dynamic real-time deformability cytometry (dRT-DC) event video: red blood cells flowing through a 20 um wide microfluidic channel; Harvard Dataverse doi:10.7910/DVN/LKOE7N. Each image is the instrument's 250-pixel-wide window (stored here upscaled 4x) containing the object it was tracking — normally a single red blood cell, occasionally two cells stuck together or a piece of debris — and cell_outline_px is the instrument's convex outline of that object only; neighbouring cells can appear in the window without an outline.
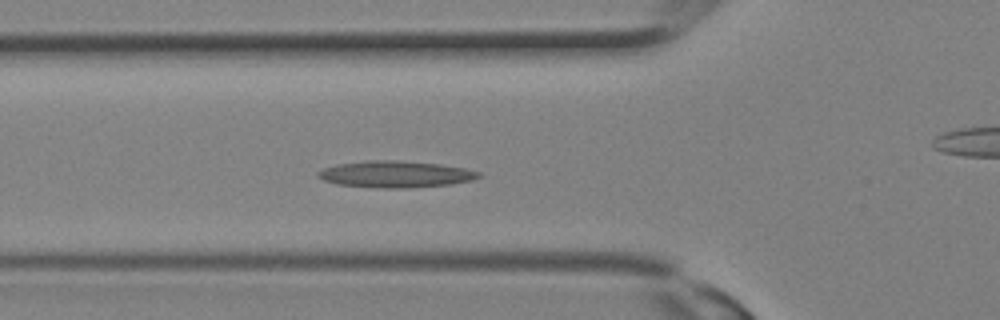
{"species": "Egyptian fruit bat (a non-hibernating species)", "species_latin": "Rousettus aegyptiacus", "temperature_condition": "room temperature", "stored_images_in_passage": 14, "camera_frame_rate_fps": 3000, "um_per_image_px": 0.085, "animal": {"sex": "female"}, "frame": {"image": 1, "passage_image": 10, "time_ms": 3.0, "image_size_px": [1000, 320], "cell_outline_px": [[480, 176], [472, 180], [448, 184], [404, 188], [380, 188], [336, 184], [324, 180], [316, 176], [316, 172], [324, 168], [336, 164], [364, 160], [396, 160], [440, 164], [464, 168], [480, 172]], "centroid_in_image_um": [33.55, 14.8], "position_along_channel_um": 92.2, "area_um2": 24.85}}
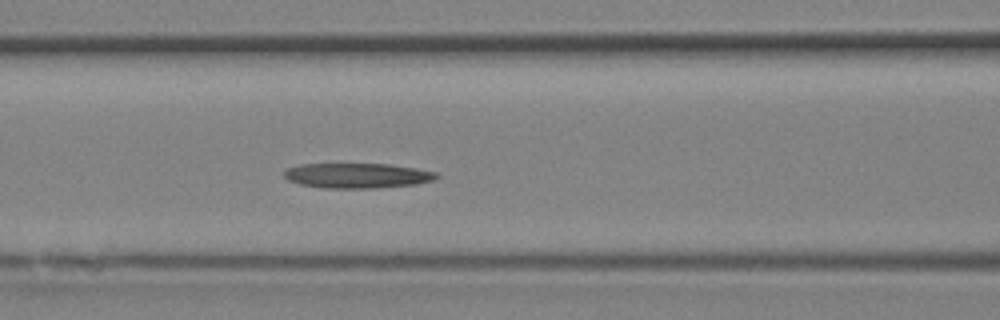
{"frame": {"image": 2, "passage_image": 12, "time_ms": 3.667, "image_size_px": [1000, 320], "cell_outline_px": [[440, 176], [432, 180], [416, 184], [376, 188], [320, 188], [300, 184], [288, 180], [284, 176], [284, 172], [288, 168], [300, 164], [388, 164], [416, 168], [436, 172]], "centroid_in_image_um": [30.36, 14.93], "position_along_channel_um": 136.2, "area_um2": 22.2}}
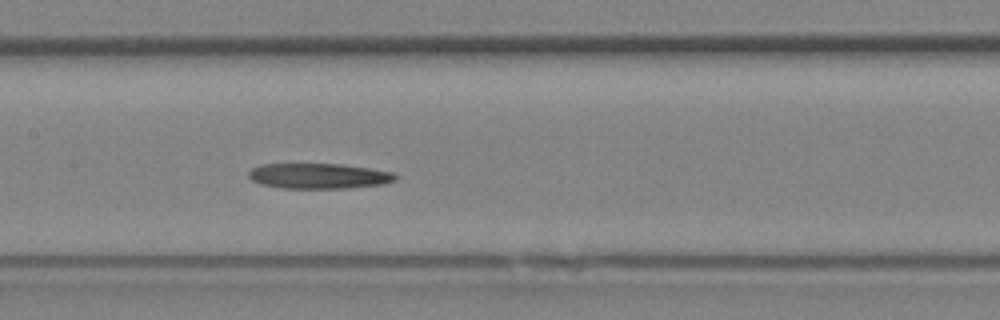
{"frame": {"image": 3, "passage_image": 14, "time_ms": 4.333, "image_size_px": [1000, 320], "cell_outline_px": [[396, 180], [384, 184], [344, 188], [284, 188], [264, 184], [252, 180], [248, 176], [248, 172], [252, 168], [260, 164], [340, 164], [396, 172]], "centroid_in_image_um": [27.12, 14.95], "position_along_channel_um": 180.3, "area_um2": 21.56}}